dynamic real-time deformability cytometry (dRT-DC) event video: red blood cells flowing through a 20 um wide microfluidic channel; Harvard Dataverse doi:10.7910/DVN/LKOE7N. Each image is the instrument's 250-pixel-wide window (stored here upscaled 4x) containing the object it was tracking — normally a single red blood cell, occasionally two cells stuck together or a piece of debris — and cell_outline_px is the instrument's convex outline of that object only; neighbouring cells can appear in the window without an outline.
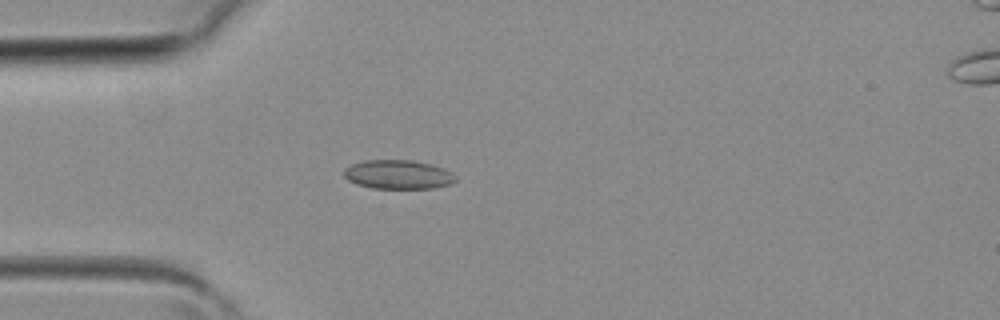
{"species": "common noctule bat (a hibernating species)", "species_latin": "Nyctalus noctula", "temperature_condition": "room temperature", "stored_images_in_passage": 35, "camera_frame_rate_fps": 3000, "um_per_image_px": 0.085, "animal": {"sex": "female", "body_mass_g": 19.3, "forearm_length_mm": 54.1}, "frame": {"image": 1, "passage_image": 10, "time_ms": 3.0, "image_size_px": [1000, 320], "cell_outline_px": [[456, 180], [448, 184], [432, 188], [372, 188], [356, 184], [348, 180], [344, 176], [344, 168], [352, 164], [364, 160], [412, 160], [432, 164], [444, 168], [452, 172], [456, 176]], "centroid_in_image_um": [33.83, 14.82], "position_along_channel_um": 51.2, "area_um2": 18.9}}
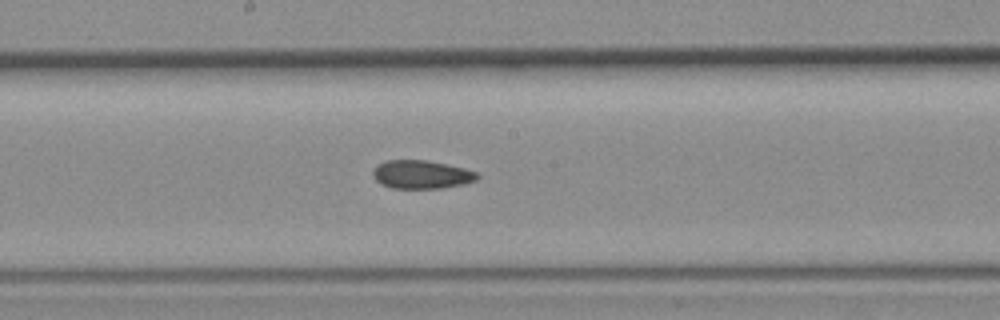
{"frame": {"image": 2, "passage_image": 20, "time_ms": 6.333, "image_size_px": [1000, 320], "cell_outline_px": [[480, 176], [476, 180], [464, 184], [440, 188], [392, 188], [380, 184], [372, 176], [372, 172], [380, 164], [388, 160], [424, 160], [464, 168], [476, 172]], "centroid_in_image_um": [35.82, 14.84], "position_along_channel_um": 212.4, "area_um2": 17.05}}
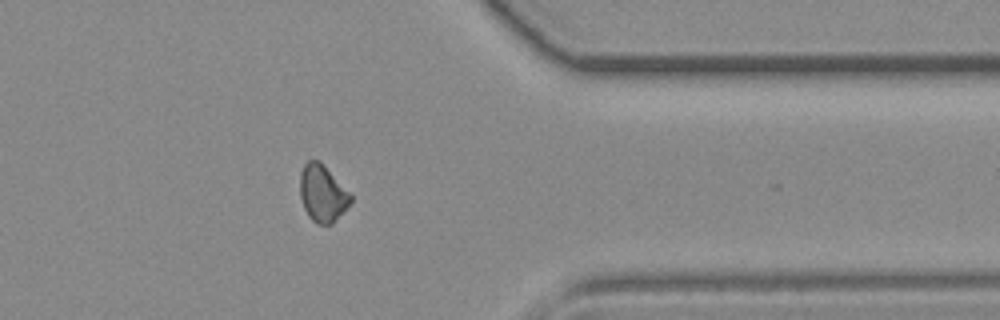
{"frame": {"image": 3, "passage_image": 31, "time_ms": 10.0, "image_size_px": [1000, 320], "cell_outline_px": [[352, 200], [332, 224], [316, 224], [308, 216], [304, 208], [300, 196], [300, 172], [304, 164], [308, 160], [320, 160], [352, 196]], "centroid_in_image_um": [27.38, 16.43], "position_along_channel_um": 384.0, "area_um2": 16.65}}